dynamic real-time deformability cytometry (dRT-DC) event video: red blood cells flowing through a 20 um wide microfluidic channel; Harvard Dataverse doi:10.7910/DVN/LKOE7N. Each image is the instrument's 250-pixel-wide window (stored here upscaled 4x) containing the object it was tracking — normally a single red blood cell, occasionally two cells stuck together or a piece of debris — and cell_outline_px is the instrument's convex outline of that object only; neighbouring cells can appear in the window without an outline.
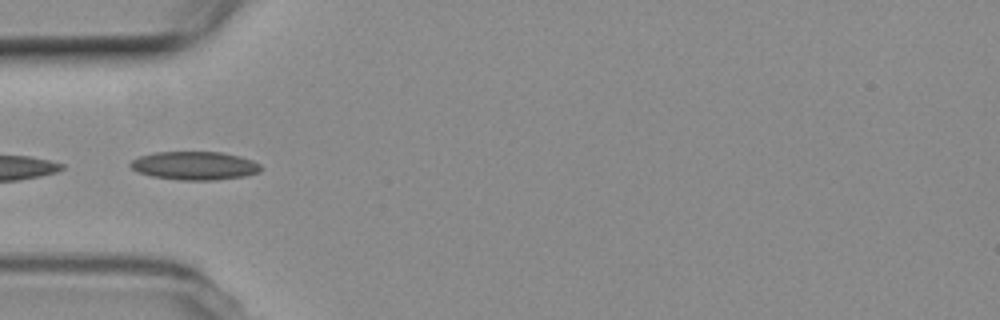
{"species": "common noctule bat (a hibernating species)", "species_latin": "Nyctalus noctula", "temperature_condition": "room temperature", "stored_images_in_passage": 20, "camera_frame_rate_fps": 3000, "um_per_image_px": 0.085, "animal": {"sex": "female", "body_mass_g": 19.3, "forearm_length_mm": 54.1}, "frame": {"image": 1, "passage_image": 12, "time_ms": 3.667, "image_size_px": [1000, 320], "cell_outline_px": [[260, 172], [244, 176], [216, 180], [176, 180], [152, 176], [136, 172], [128, 164], [132, 160], [140, 156], [156, 152], [220, 152], [240, 156], [252, 160], [260, 164]], "centroid_in_image_um": [16.52, 14.09], "position_along_channel_um": 68.5, "area_um2": 21.62}}